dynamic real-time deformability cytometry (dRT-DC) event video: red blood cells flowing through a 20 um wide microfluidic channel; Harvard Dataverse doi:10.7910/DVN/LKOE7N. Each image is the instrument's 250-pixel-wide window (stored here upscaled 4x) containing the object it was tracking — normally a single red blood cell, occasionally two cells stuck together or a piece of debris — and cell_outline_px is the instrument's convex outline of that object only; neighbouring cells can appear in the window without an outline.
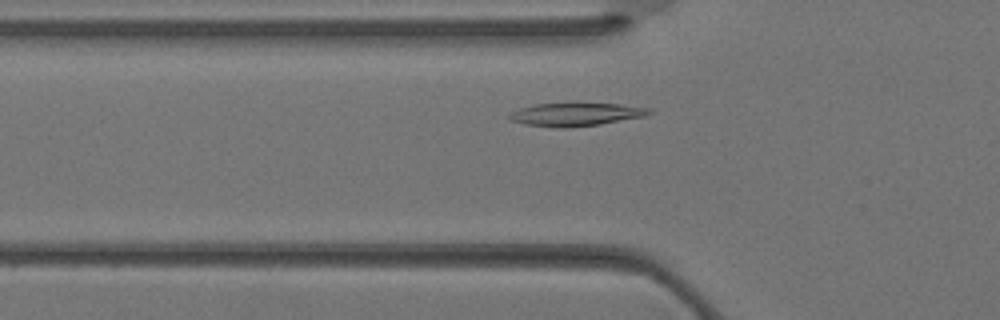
{"species": "Egyptian fruit bat (a non-hibernating species)", "species_latin": "Rousettus aegyptiacus", "temperature_condition": "warm", "stored_images_in_passage": 19, "camera_frame_rate_fps": 3000, "um_per_image_px": 0.085, "animal": {"sex": "female"}, "frame": {"image": 1, "passage_image": 6, "time_ms": 1.667, "image_size_px": [1000, 320], "cell_outline_px": [[656, 112], [644, 116], [600, 124], [568, 128], [560, 128], [524, 124], [512, 120], [508, 116], [512, 112], [520, 108], [532, 104], [620, 104], [648, 108]], "centroid_in_image_um": [48.96, 9.73], "position_along_channel_um": 76.8, "area_um2": 18.55}}
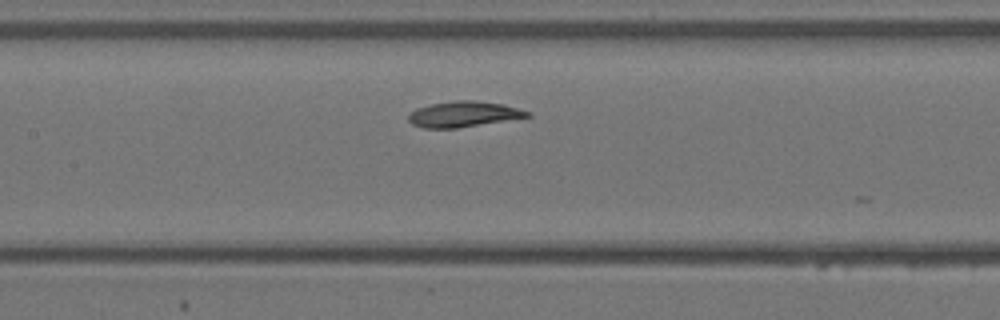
{"frame": {"image": 2, "passage_image": 11, "time_ms": 3.333, "image_size_px": [1000, 320], "cell_outline_px": [[532, 116], [456, 128], [424, 128], [412, 124], [408, 120], [408, 116], [416, 108], [432, 104], [456, 100], [476, 100], [504, 104], [532, 112]], "centroid_in_image_um": [39.43, 9.7], "position_along_channel_um": 168.0, "area_um2": 17.69}}
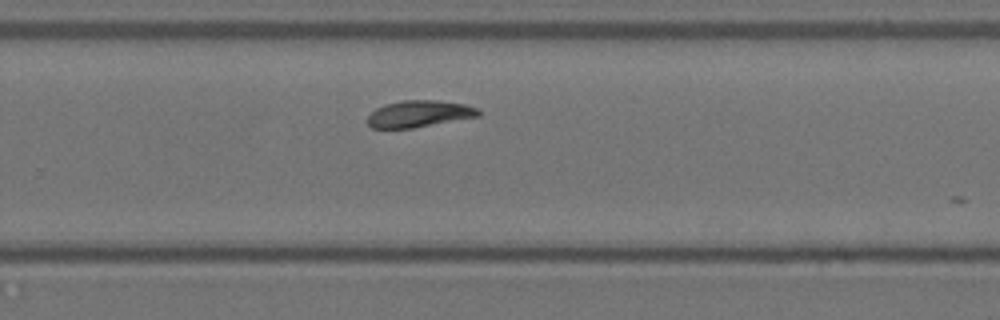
{"frame": {"image": 3, "passage_image": 18, "time_ms": 5.667, "image_size_px": [1000, 320], "cell_outline_px": [[480, 116], [412, 128], [372, 128], [368, 124], [368, 116], [376, 108], [384, 104], [404, 100], [440, 100], [464, 104], [476, 108], [480, 112]], "centroid_in_image_um": [35.62, 9.67], "position_along_channel_um": 294.2, "area_um2": 17.17}}